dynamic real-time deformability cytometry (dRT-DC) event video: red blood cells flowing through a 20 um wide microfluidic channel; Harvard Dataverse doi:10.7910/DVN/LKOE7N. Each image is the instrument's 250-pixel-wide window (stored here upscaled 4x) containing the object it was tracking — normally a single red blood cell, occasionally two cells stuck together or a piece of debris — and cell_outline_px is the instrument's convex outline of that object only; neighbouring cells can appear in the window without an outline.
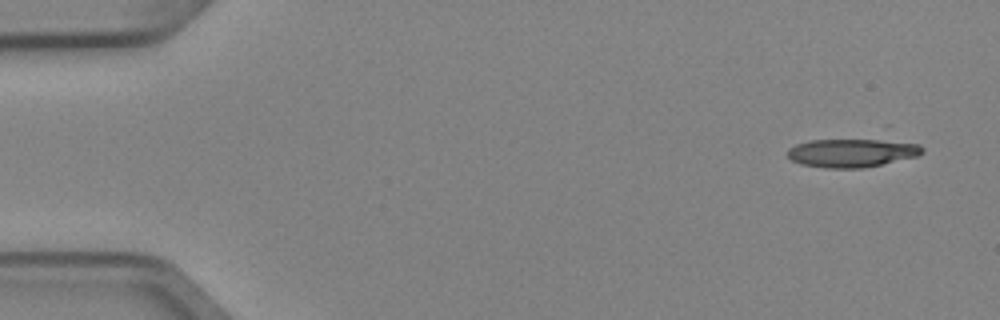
{"species": "Egyptian fruit bat (a non-hibernating species)", "species_latin": "Rousettus aegyptiacus", "temperature_condition": "cold", "stored_images_in_passage": 5, "camera_frame_rate_fps": 3000, "um_per_image_px": 0.085, "animal": {"sex": "female"}, "frame": {"image": 1, "passage_image": 1, "time_ms": 0.0, "image_size_px": [1000, 320], "cell_outline_px": [[924, 152], [920, 156], [864, 168], [824, 168], [800, 164], [792, 160], [788, 156], [788, 148], [796, 144], [808, 140], [888, 140], [920, 144], [924, 148]], "centroid_in_image_um": [72.44, 13.0], "position_along_channel_um": 12.6, "area_um2": 22.54}}
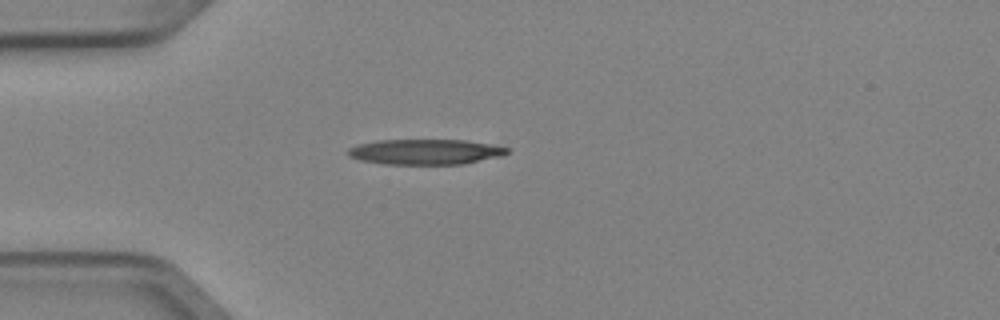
{"frame": {"image": 2, "passage_image": 4, "time_ms": 1.0, "image_size_px": [1000, 320], "cell_outline_px": [[508, 152], [500, 156], [464, 164], [384, 164], [360, 160], [348, 156], [348, 148], [360, 144], [376, 140], [464, 140], [492, 144], [508, 148]], "centroid_in_image_um": [36.14, 12.9], "position_along_channel_um": 48.9, "area_um2": 23.41}}